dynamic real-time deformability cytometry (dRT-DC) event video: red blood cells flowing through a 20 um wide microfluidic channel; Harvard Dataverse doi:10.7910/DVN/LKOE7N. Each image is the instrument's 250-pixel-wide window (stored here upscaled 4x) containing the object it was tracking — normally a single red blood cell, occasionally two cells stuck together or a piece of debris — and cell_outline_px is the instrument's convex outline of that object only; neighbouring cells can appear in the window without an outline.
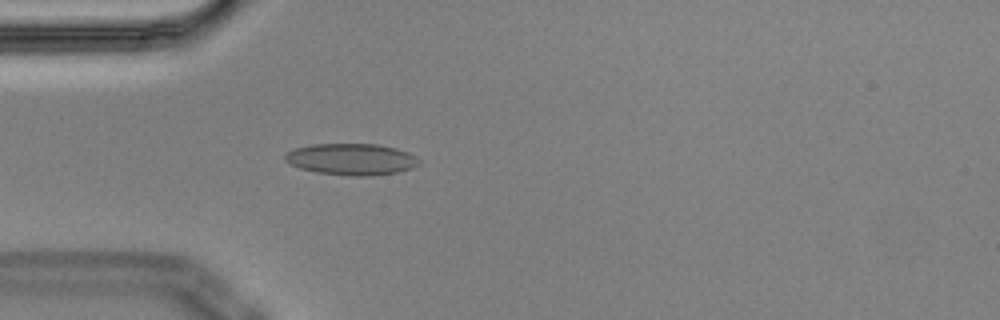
{"species": "Egyptian fruit bat (a non-hibernating species)", "species_latin": "Rousettus aegyptiacus", "temperature_condition": "cold", "stored_images_in_passage": 4, "camera_frame_rate_fps": 3000, "um_per_image_px": 0.085, "animal": {"sex": "male"}, "frame": {"image": 1, "passage_image": 4, "time_ms": 1.0, "image_size_px": [1000, 320], "cell_outline_px": [[420, 164], [412, 168], [396, 172], [368, 176], [348, 176], [316, 172], [300, 168], [288, 164], [284, 160], [284, 156], [288, 152], [296, 148], [312, 144], [376, 144], [396, 148], [408, 152], [416, 156], [420, 160]], "centroid_in_image_um": [29.87, 13.54], "position_along_channel_um": 55.1, "area_um2": 24.68}}